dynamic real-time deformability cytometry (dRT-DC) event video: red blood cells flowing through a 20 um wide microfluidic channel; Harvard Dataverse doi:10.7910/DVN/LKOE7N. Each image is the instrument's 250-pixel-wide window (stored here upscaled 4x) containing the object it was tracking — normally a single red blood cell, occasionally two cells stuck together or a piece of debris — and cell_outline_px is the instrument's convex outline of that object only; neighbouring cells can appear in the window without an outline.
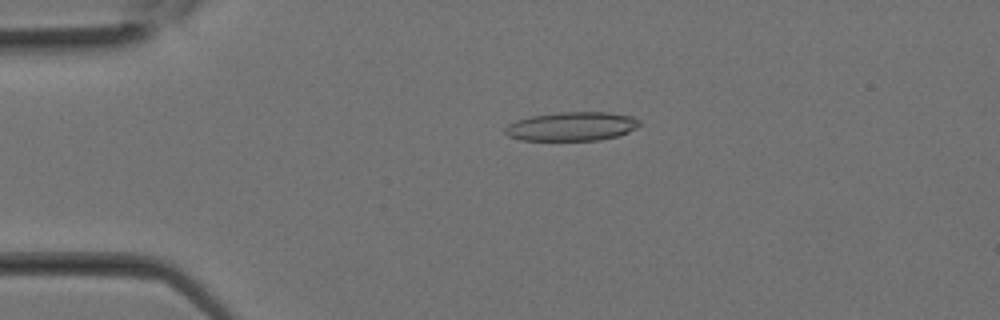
{"species": "Egyptian fruit bat (a non-hibernating species)", "species_latin": "Rousettus aegyptiacus", "temperature_condition": "room temperature", "stored_images_in_passage": 10, "camera_frame_rate_fps": 3000, "um_per_image_px": 0.085, "animal": {"sex": "female"}, "frame": {"image": 1, "passage_image": 6, "time_ms": 1.667, "image_size_px": [1000, 320], "cell_outline_px": [[640, 124], [636, 128], [628, 132], [616, 136], [600, 140], [520, 140], [508, 136], [504, 132], [504, 128], [508, 124], [516, 120], [532, 116], [560, 112], [608, 112], [632, 116], [640, 120]], "centroid_in_image_um": [48.59, 10.74], "position_along_channel_um": 36.4, "area_um2": 22.66}}
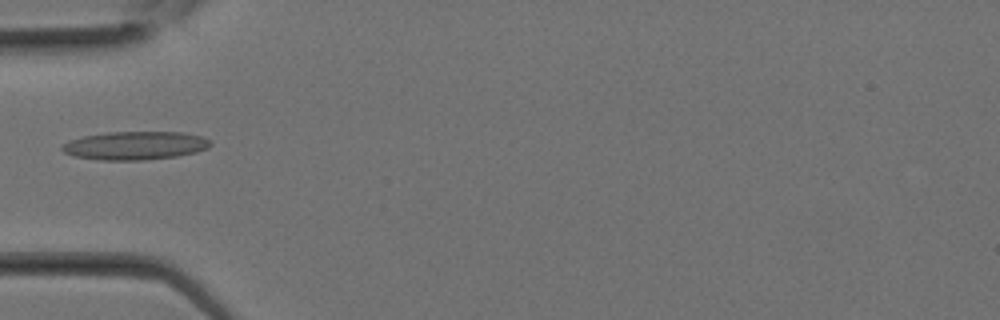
{"frame": {"image": 2, "passage_image": 9, "time_ms": 2.667, "image_size_px": [1000, 320], "cell_outline_px": [[212, 144], [208, 148], [196, 152], [176, 156], [144, 160], [100, 160], [72, 156], [64, 152], [60, 148], [68, 140], [84, 136], [108, 132], [180, 132], [204, 136], [212, 140]], "centroid_in_image_um": [11.5, 12.37], "position_along_channel_um": 73.5, "area_um2": 24.68}}